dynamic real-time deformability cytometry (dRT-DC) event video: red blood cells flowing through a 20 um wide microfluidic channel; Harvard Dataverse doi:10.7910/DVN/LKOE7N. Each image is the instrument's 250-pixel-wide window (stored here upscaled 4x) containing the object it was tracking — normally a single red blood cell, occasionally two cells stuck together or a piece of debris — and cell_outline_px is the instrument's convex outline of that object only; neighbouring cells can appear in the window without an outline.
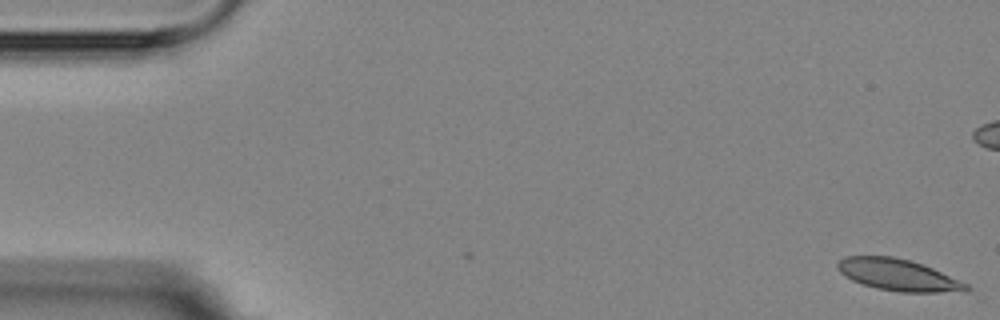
{"species": "Egyptian fruit bat (a non-hibernating species)", "species_latin": "Rousettus aegyptiacus", "temperature_condition": "room temperature", "stored_images_in_passage": 6, "camera_frame_rate_fps": 3000, "um_per_image_px": 0.085, "animal": {"sex": "female"}, "frame": {"image": 1, "passage_image": 1, "time_ms": 0.0, "image_size_px": [1000, 320], "cell_outline_px": [[976, 300], [900, 292], [876, 288], [852, 280], [844, 276], [836, 268], [836, 264], [840, 260], [848, 256], [892, 256], [908, 260], [932, 268], [968, 284], [972, 288]], "centroid_in_image_um": [76.74, 23.52], "position_along_channel_um": 8.3, "area_um2": 25.84}}